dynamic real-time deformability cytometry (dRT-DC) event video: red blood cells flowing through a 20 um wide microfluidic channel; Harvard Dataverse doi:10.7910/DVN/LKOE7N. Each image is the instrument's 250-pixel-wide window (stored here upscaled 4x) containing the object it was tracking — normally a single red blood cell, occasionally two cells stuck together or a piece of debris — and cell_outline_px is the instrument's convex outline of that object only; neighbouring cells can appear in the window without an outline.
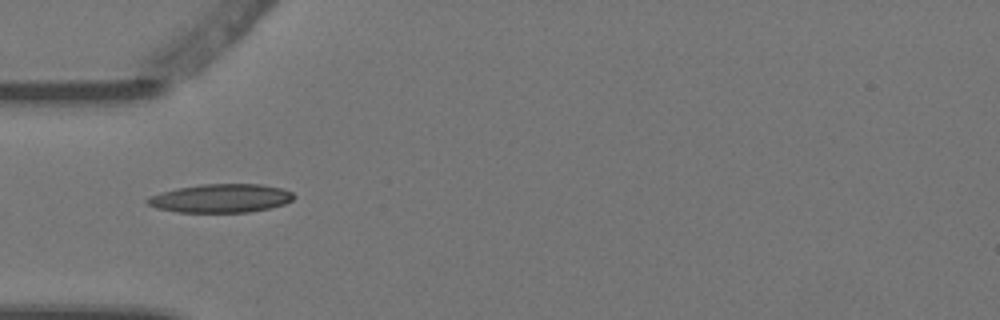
{"species": "Egyptian fruit bat (a non-hibernating species)", "species_latin": "Rousettus aegyptiacus", "temperature_condition": "warm", "stored_images_in_passage": 3, "camera_frame_rate_fps": 3000, "um_per_image_px": 0.085, "animal": {"sex": "female"}, "frame": {"image": 1, "passage_image": 1, "time_ms": 0.0, "image_size_px": [1000, 320], "cell_outline_px": [[296, 196], [292, 200], [284, 204], [268, 208], [248, 212], [176, 212], [156, 208], [148, 204], [144, 200], [160, 192], [176, 188], [200, 184], [260, 184], [280, 188], [292, 192]], "centroid_in_image_um": [18.75, 16.85], "position_along_channel_um": 66.3, "area_um2": 24.33}}
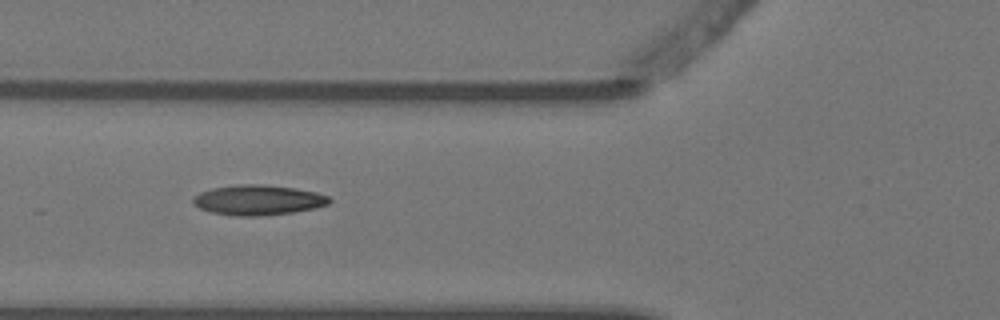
{"frame": {"image": 2, "passage_image": 2, "time_ms": 0.333, "image_size_px": [1000, 320], "cell_outline_px": [[332, 200], [328, 204], [316, 208], [292, 212], [260, 216], [236, 216], [212, 212], [200, 208], [192, 204], [192, 196], [200, 192], [212, 188], [236, 184], [260, 184], [292, 188], [316, 192], [328, 196]], "centroid_in_image_um": [21.9, 17.0], "position_along_channel_um": 103.9, "area_um2": 23.93}}
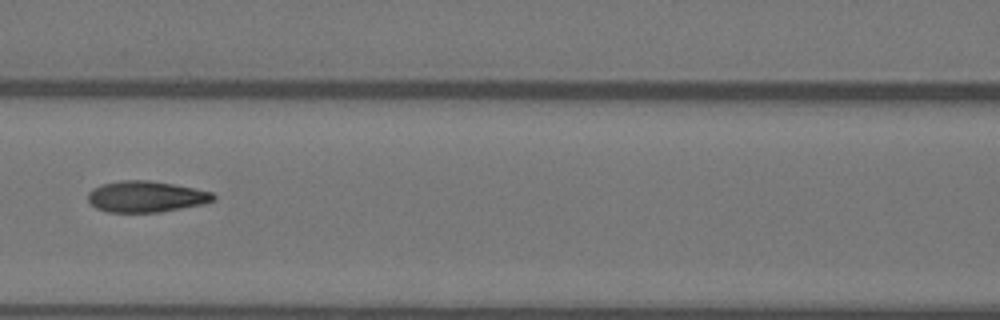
{"frame": {"image": 3, "passage_image": 3, "time_ms": 0.667, "image_size_px": [1000, 320], "cell_outline_px": [[216, 200], [204, 204], [160, 212], [108, 212], [96, 208], [88, 200], [88, 192], [92, 188], [100, 184], [120, 180], [148, 180], [172, 184], [212, 192], [216, 196]], "centroid_in_image_um": [12.4, 16.71], "position_along_channel_um": 154.2, "area_um2": 22.83}}